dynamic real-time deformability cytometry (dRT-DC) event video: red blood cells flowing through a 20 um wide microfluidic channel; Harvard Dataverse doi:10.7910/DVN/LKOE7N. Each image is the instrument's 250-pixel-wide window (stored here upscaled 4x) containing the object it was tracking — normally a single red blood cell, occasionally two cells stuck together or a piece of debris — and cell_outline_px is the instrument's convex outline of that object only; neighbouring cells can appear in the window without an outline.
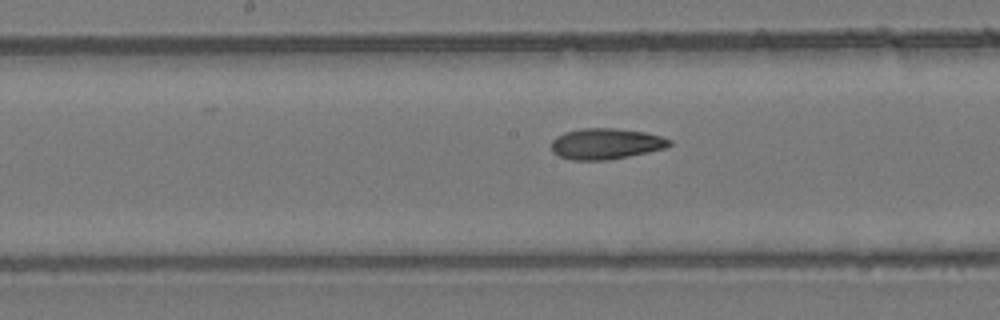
{"species": "common noctule bat (a hibernating species)", "species_latin": "Nyctalus noctula", "temperature_condition": "room temperature", "stored_images_in_passage": 8, "camera_frame_rate_fps": 3000, "um_per_image_px": 0.085, "animal": {"sex": "female", "body_mass_g": 24.6, "forearm_length_mm": 56.2}, "frame": {"image": 1, "passage_image": 8, "time_ms": 8.333, "image_size_px": [1000, 320], "cell_outline_px": [[672, 144], [664, 148], [648, 152], [628, 156], [604, 160], [572, 160], [560, 156], [552, 152], [552, 140], [556, 136], [564, 132], [580, 128], [616, 128], [644, 132], [660, 136], [672, 140]], "centroid_in_image_um": [51.48, 12.21], "position_along_channel_um": 196.7, "area_um2": 21.21}}